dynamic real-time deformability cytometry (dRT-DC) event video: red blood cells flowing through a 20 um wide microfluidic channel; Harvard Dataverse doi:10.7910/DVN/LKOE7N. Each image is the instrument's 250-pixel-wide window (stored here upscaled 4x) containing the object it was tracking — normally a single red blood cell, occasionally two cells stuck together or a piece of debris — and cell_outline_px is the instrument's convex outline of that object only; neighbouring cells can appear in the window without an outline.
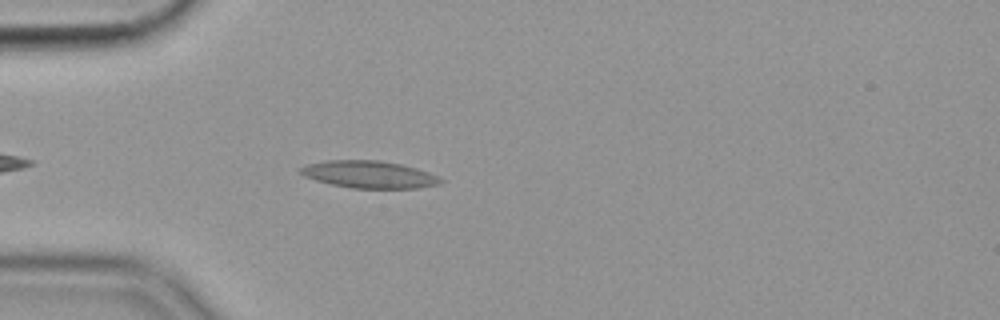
{"species": "common noctule bat (a hibernating species)", "species_latin": "Nyctalus noctula", "temperature_condition": "cold", "stored_images_in_passage": 30, "camera_frame_rate_fps": 3000, "um_per_image_px": 0.085, "animal": {"sex": "female", "body_mass_g": 19.9}, "frame": {"image": 1, "passage_image": 5, "time_ms": 1.333, "image_size_px": [1000, 320], "cell_outline_px": [[444, 180], [440, 184], [420, 188], [352, 188], [332, 184], [316, 180], [304, 176], [300, 172], [300, 168], [308, 164], [328, 160], [380, 160], [400, 164], [416, 168], [428, 172]], "centroid_in_image_um": [31.39, 14.83], "position_along_channel_um": 53.6, "area_um2": 22.08}}
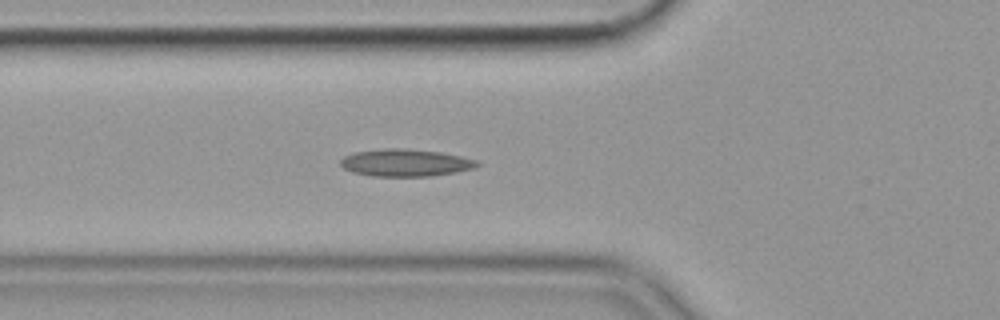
{"frame": {"image": 2, "passage_image": 9, "time_ms": 2.667, "image_size_px": [1000, 320], "cell_outline_px": [[480, 164], [476, 168], [456, 172], [428, 176], [372, 176], [352, 172], [344, 168], [340, 164], [340, 160], [344, 156], [356, 152], [384, 148], [404, 148], [440, 152], [460, 156], [476, 160]], "centroid_in_image_um": [34.46, 13.83], "position_along_channel_um": 91.3, "area_um2": 21.68}}